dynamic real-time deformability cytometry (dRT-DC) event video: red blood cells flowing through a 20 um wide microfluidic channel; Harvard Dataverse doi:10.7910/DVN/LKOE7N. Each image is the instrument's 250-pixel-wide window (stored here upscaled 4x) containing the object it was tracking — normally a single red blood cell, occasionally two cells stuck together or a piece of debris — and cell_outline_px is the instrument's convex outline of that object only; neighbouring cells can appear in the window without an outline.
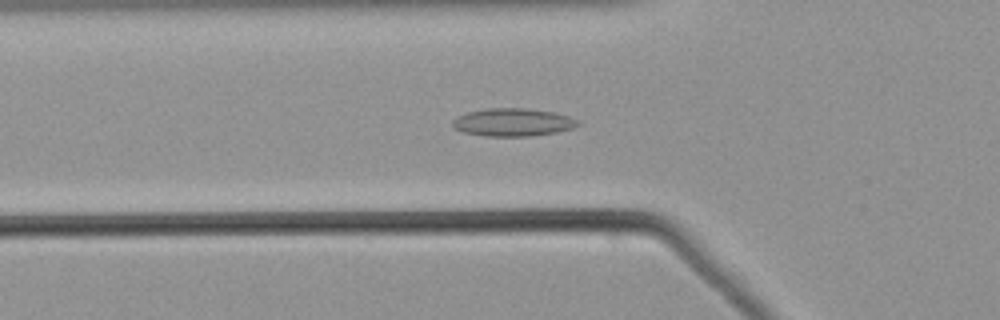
{"species": "common noctule bat (a hibernating species)", "species_latin": "Nyctalus noctula", "temperature_condition": "warm", "stored_images_in_passage": 41, "camera_frame_rate_fps": 3000, "um_per_image_px": 0.085, "animal": {"sex": "male", "body_mass_g": 21.5, "forearm_length_mm": 52.0}, "frame": {"image": 1, "passage_image": 9, "time_ms": 2.667, "image_size_px": [1000, 320], "cell_outline_px": [[580, 124], [572, 128], [556, 132], [532, 136], [484, 136], [464, 132], [452, 128], [452, 120], [468, 112], [488, 108], [528, 108], [556, 112], [580, 120]], "centroid_in_image_um": [43.62, 10.39], "position_along_channel_um": 82.2, "area_um2": 20.46}}
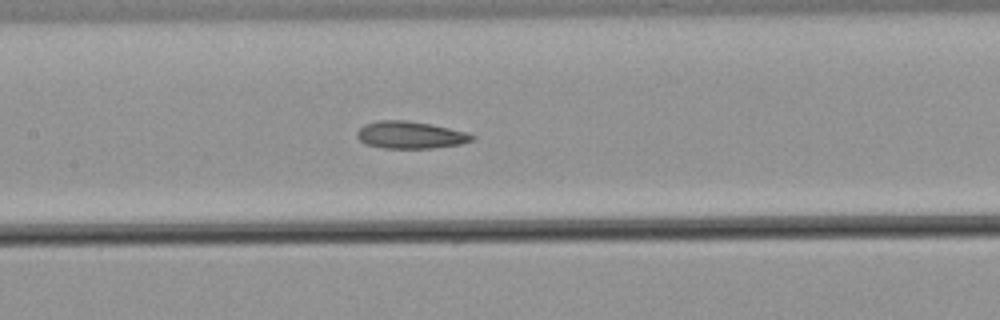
{"frame": {"image": 2, "passage_image": 16, "time_ms": 5.0, "image_size_px": [1000, 320], "cell_outline_px": [[476, 136], [472, 140], [460, 144], [432, 148], [384, 148], [364, 144], [356, 136], [356, 132], [364, 124], [380, 120], [404, 120], [432, 124], [468, 132]], "centroid_in_image_um": [34.87, 11.47], "position_along_channel_um": 172.5, "area_um2": 18.32}}
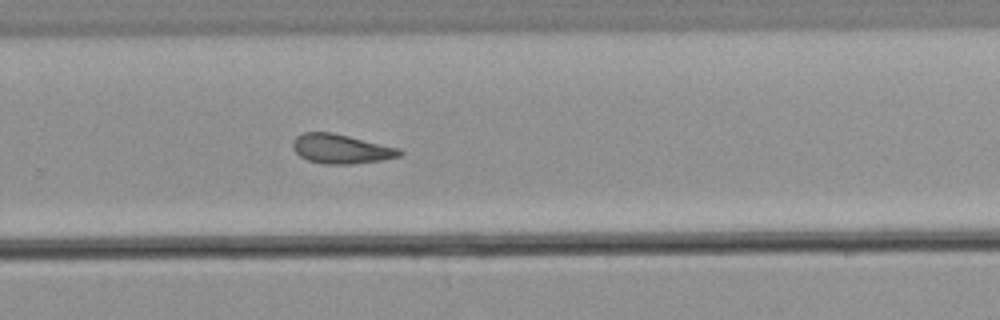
{"frame": {"image": 3, "passage_image": 26, "time_ms": 8.333, "image_size_px": [1000, 320], "cell_outline_px": [[404, 152], [400, 156], [384, 160], [352, 164], [324, 164], [308, 160], [300, 156], [292, 148], [292, 144], [296, 136], [304, 132], [332, 132], [400, 148]], "centroid_in_image_um": [29.01, 12.66], "position_along_channel_um": 300.8, "area_um2": 18.38}}